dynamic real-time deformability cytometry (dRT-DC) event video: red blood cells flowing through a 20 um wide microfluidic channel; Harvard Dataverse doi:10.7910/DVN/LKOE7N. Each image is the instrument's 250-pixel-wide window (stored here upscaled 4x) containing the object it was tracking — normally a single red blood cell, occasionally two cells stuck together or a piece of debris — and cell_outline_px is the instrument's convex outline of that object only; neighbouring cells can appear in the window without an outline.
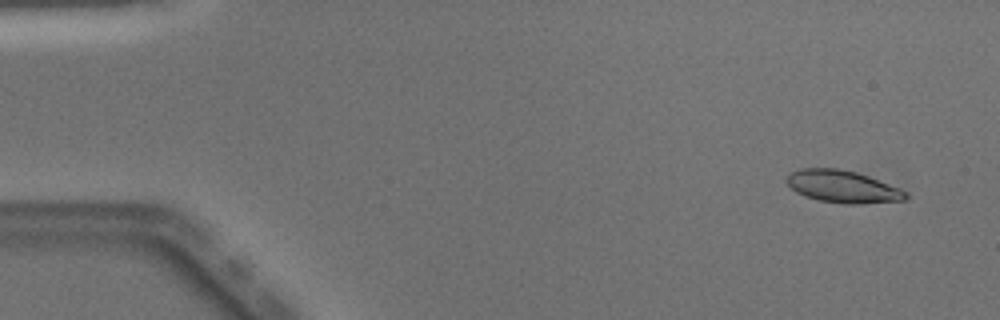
{"species": "Egyptian fruit bat (a non-hibernating species)", "species_latin": "Rousettus aegyptiacus", "temperature_condition": "warm", "stored_images_in_passage": 49, "camera_frame_rate_fps": 3000, "um_per_image_px": 0.085, "animal": {"sex": "male"}, "frame": {"image": 1, "passage_image": 3, "time_ms": 0.667, "image_size_px": [1000, 320], "cell_outline_px": [[908, 196], [904, 200], [856, 204], [844, 204], [820, 200], [804, 196], [796, 192], [784, 180], [792, 172], [800, 168], [836, 168], [856, 172], [868, 176], [900, 188], [908, 192]], "centroid_in_image_um": [71.62, 15.86], "position_along_channel_um": 13.4, "area_um2": 22.31}}
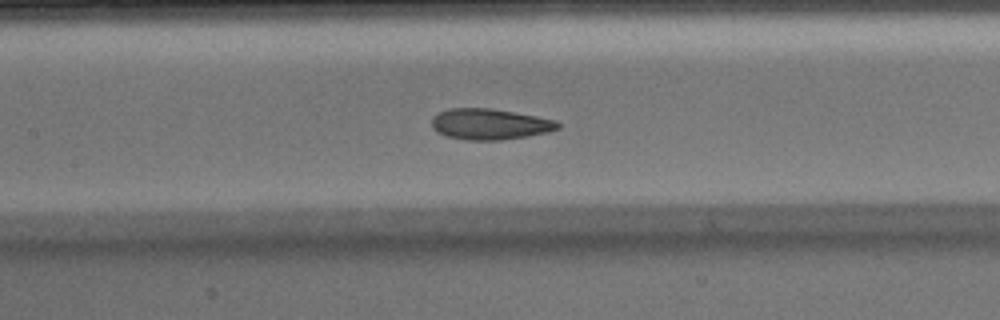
{"frame": {"image": 2, "passage_image": 23, "time_ms": 7.333, "image_size_px": [1000, 320], "cell_outline_px": [[560, 128], [548, 132], [528, 136], [500, 140], [468, 140], [448, 136], [436, 132], [432, 128], [432, 116], [448, 108], [492, 108], [536, 116], [556, 120], [560, 124]], "centroid_in_image_um": [41.63, 10.55], "position_along_channel_um": 165.8, "area_um2": 22.77}}
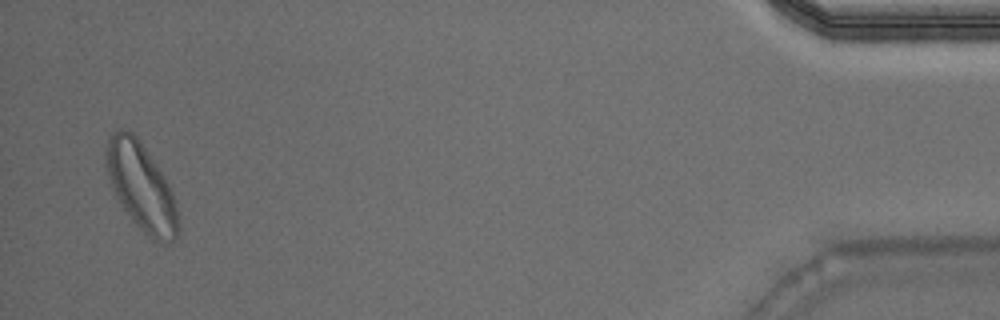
{"frame": {"image": 3, "passage_image": 48, "time_ms": 15.667, "image_size_px": [1000, 320], "cell_outline_px": [[180, 232], [172, 240], [164, 244], [152, 240], [136, 224], [124, 208], [112, 188], [104, 164], [104, 152], [108, 136], [112, 132], [120, 128], [124, 128], [132, 132], [140, 140], [164, 176], [172, 192], [180, 224]], "centroid_in_image_um": [11.98, 15.84], "position_along_channel_um": 423.2, "area_um2": 36.82}, "authors_computed_cell_mechanics": {"area_um2": 23.0044, "velocity_mm_per_s": 4.0607, "shape_relaxation_time_tau1_ms": 4.436, "shape_relaxation_time_tau2_ms": 2.3111, "deformation_change_tau1": 0.1379, "deformation_change_tau2": 0.0904}}